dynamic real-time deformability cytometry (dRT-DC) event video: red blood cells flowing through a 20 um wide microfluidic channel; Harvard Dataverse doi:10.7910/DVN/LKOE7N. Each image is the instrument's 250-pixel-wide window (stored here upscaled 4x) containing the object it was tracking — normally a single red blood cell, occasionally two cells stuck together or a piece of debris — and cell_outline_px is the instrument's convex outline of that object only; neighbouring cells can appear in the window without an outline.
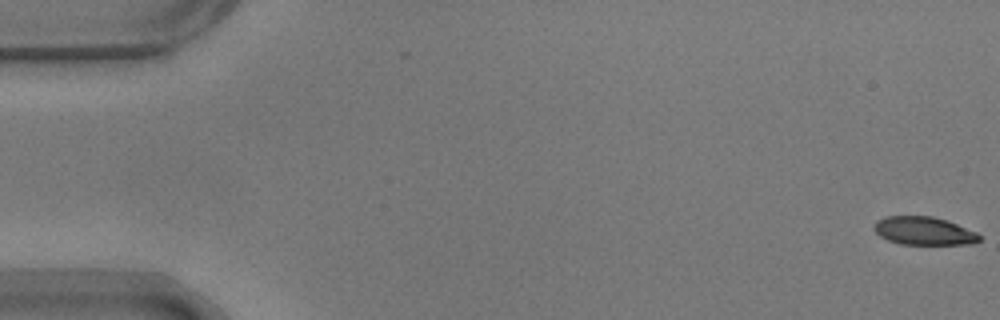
{"species": "common noctule bat (a hibernating species)", "species_latin": "Nyctalus noctula", "temperature_condition": "warm", "stored_images_in_passage": 10, "camera_frame_rate_fps": 3000, "um_per_image_px": 0.085, "animal": {"sex": "male", "body_mass_g": 17.9}, "frame": {"image": 1, "passage_image": 1, "time_ms": 0.0, "image_size_px": [1000, 320], "cell_outline_px": [[980, 240], [972, 244], [900, 244], [888, 240], [880, 236], [872, 228], [876, 220], [884, 216], [932, 216], [948, 220], [976, 232], [980, 236]], "centroid_in_image_um": [78.5, 19.62], "position_along_channel_um": 6.5, "area_um2": 17.4}}